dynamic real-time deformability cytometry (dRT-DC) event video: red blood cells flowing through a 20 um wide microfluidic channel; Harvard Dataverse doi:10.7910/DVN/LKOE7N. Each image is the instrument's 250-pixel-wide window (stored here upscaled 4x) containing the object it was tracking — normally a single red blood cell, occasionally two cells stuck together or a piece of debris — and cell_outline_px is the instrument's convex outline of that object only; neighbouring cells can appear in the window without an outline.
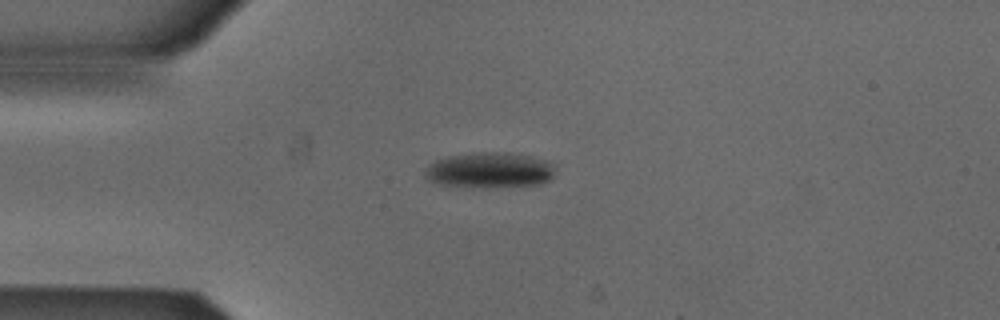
{"species": "Egyptian fruit bat (a non-hibernating species)", "species_latin": "Rousettus aegyptiacus", "temperature_condition": "cold", "stored_images_in_passage": 40, "camera_frame_rate_fps": 3000, "um_per_image_px": 0.085, "animal": {"sex": "male"}, "frame": {"image": 1, "passage_image": 1, "time_ms": 0.0, "image_size_px": [1000, 320], "cell_outline_px": [[556, 172], [548, 180], [540, 184], [440, 184], [428, 180], [424, 176], [424, 168], [428, 164], [436, 160], [448, 156], [484, 152], [504, 152], [532, 156], [548, 160], [556, 164]], "centroid_in_image_um": [41.66, 14.39], "position_along_channel_um": 43.3, "area_um2": 25.89}}
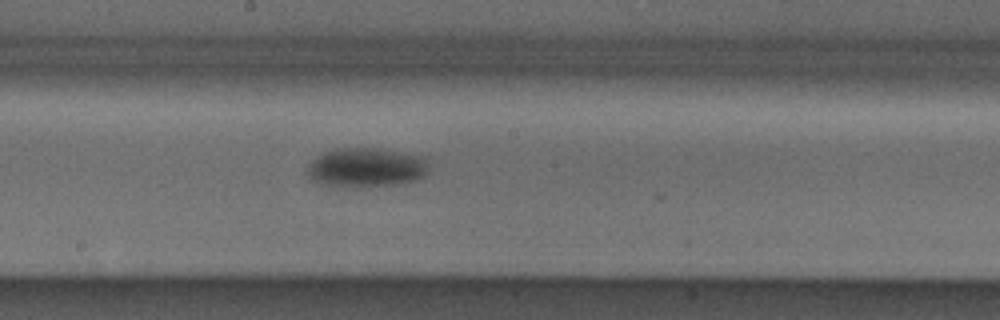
{"frame": {"image": 2, "passage_image": 16, "time_ms": 5.0, "image_size_px": [1000, 320], "cell_outline_px": [[428, 172], [424, 176], [416, 180], [400, 184], [360, 188], [324, 184], [312, 180], [308, 176], [308, 164], [316, 156], [324, 152], [336, 148], [376, 148], [424, 156], [428, 160]], "centroid_in_image_um": [31.15, 14.24], "position_along_channel_um": 217.0, "area_um2": 28.21}}
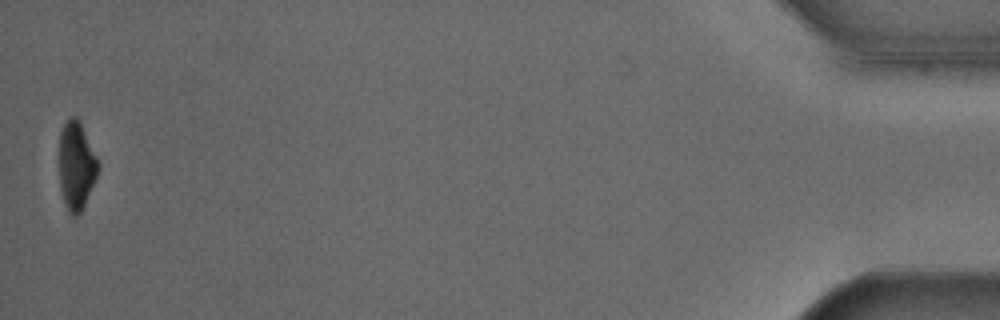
{"frame": {"image": 3, "passage_image": 40, "time_ms": 13.0, "image_size_px": [1000, 320], "cell_outline_px": [[100, 168], [84, 204], [80, 212], [76, 216], [72, 216], [68, 212], [64, 204], [60, 188], [60, 132], [64, 124], [72, 116], [76, 116], [80, 120], [100, 164]], "centroid_in_image_um": [6.49, 14.07], "position_along_channel_um": 428.7, "area_um2": 19.88}, "authors_computed_cell_mechanics": {"area_um2": 26.5591, "velocity_mm_per_s": 3.8905, "shape_relaxation_time_tau1_ms": 3.4357, "shape_relaxation_time_tau2_ms": null, "deformation_change_tau1": 0.1132, "deformation_change_tau2": null}}